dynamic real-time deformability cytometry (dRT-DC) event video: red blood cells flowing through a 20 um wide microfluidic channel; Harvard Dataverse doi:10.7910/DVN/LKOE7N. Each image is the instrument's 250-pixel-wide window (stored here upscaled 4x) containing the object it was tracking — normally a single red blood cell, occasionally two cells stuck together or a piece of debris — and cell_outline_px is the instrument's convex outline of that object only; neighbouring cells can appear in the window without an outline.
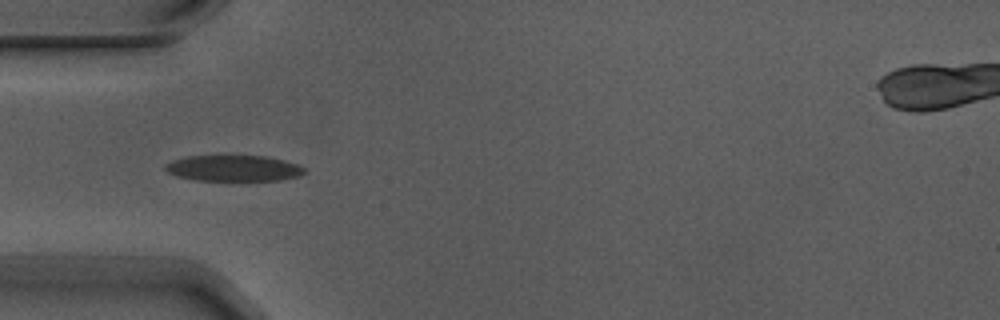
{"species": "Egyptian fruit bat (a non-hibernating species)", "species_latin": "Rousettus aegyptiacus", "temperature_condition": "warm", "stored_images_in_passage": 5, "camera_frame_rate_fps": 3000, "um_per_image_px": 0.085, "animal": {"sex": "male"}, "frame": {"image": 1, "passage_image": 5, "time_ms": 1.333, "image_size_px": [1000, 320], "cell_outline_px": [[308, 172], [300, 176], [280, 180], [244, 184], [196, 180], [176, 176], [168, 172], [164, 168], [164, 164], [172, 160], [188, 156], [268, 156], [300, 164]], "centroid_in_image_um": [19.92, 14.36], "position_along_channel_um": 65.1, "area_um2": 22.43}}